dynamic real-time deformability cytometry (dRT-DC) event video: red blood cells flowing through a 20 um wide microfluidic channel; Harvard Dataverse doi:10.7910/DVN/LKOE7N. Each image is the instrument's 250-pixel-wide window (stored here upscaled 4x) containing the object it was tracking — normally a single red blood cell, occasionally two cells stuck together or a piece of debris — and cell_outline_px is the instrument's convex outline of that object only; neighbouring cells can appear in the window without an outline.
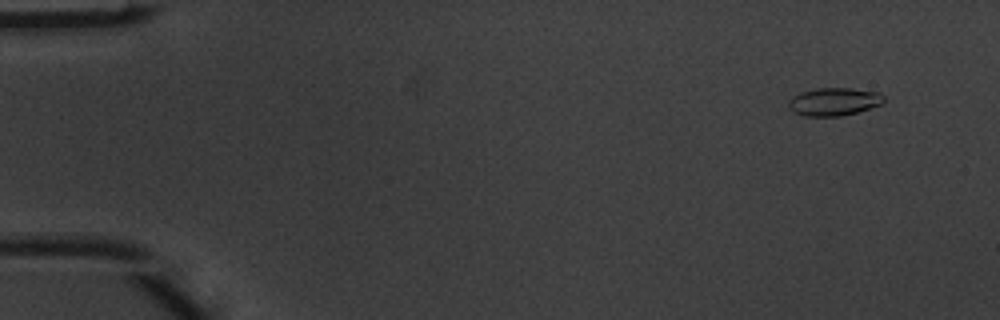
{"species": "common noctule bat (a hibernating species)", "species_latin": "Nyctalus noctula", "temperature_condition": "warm", "stored_images_in_passage": 5, "camera_frame_rate_fps": 3000, "um_per_image_px": 0.085, "animal": {"sex": "male", "body_mass_g": 20.1, "forearm_length_mm": 53.5}, "frame": {"image": 1, "passage_image": 1, "time_ms": 0.0, "image_size_px": [1000, 320], "cell_outline_px": [[884, 100], [880, 104], [856, 112], [840, 116], [804, 116], [788, 108], [788, 100], [792, 96], [800, 92], [816, 88], [852, 88], [880, 92], [884, 96]], "centroid_in_image_um": [70.86, 8.63], "position_along_channel_um": 14.1, "area_um2": 15.49}}